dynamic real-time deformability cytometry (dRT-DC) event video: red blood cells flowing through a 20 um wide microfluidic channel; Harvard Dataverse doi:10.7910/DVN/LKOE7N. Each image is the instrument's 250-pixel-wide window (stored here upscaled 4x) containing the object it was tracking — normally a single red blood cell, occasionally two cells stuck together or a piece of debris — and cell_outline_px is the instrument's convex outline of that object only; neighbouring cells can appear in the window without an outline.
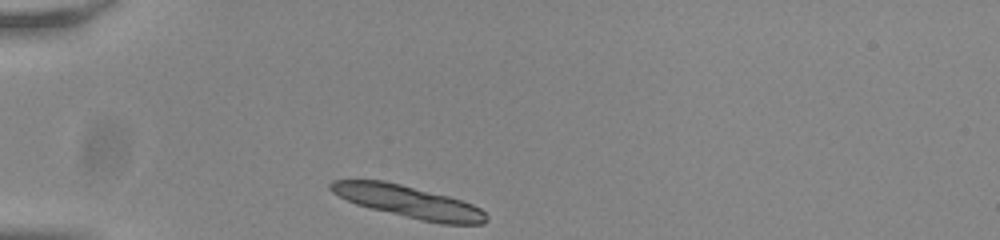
{"species": "common noctule bat (a hibernating species)", "species_latin": "Nyctalus noctula", "temperature_condition": "room temperature", "stored_images_in_passage": 32, "camera_frame_rate_fps": 3000, "um_per_image_px": 0.085, "animal": {"sex": "male", "body_mass_g": 20.0, "forearm_length_mm": 53.3}, "frame": {"image": 1, "passage_image": 1, "time_ms": 0.0, "image_size_px": [1000, 240], "cell_outline_px": [[488, 220], [484, 224], [440, 224], [420, 220], [356, 204], [332, 192], [328, 188], [328, 184], [332, 180], [384, 180], [448, 196], [472, 204], [480, 208], [488, 216]], "centroid_in_image_um": [34.74, 17.15], "position_along_channel_um": 50.3, "area_um2": 28.9}, "authors_computed_cell_mechanics": {"area_um2": 15.4904, "velocity_mm_per_s": 3.7476, "shape_relaxation_time_tau1_ms": 2.7959, "shape_relaxation_time_tau2_ms": 4.2354, "deformation_change_tau1": 0.0782, "deformation_change_tau2": 0.0634}}